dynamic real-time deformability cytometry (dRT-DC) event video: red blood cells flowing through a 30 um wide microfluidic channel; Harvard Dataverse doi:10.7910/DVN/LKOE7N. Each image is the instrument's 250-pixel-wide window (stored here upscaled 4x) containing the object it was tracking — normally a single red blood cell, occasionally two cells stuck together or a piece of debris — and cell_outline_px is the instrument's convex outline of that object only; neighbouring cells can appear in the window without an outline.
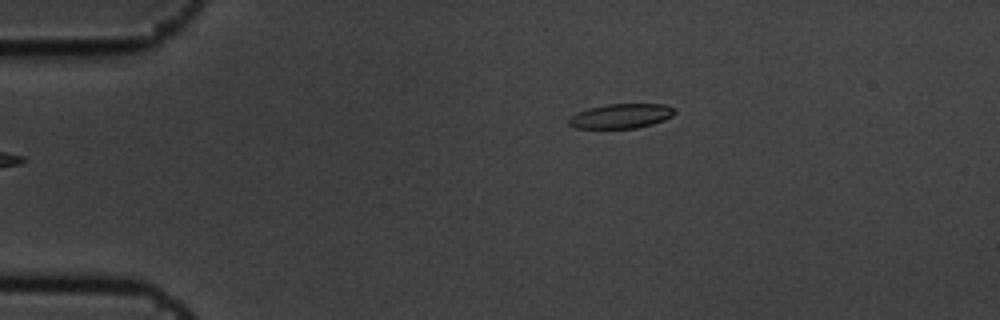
{"species": "common noctule bat (a hibernating species)", "species_latin": "Nyctalus noctula", "temperature_condition": "cold", "stored_images_in_passage": 5, "camera_frame_rate_fps": 3000, "um_per_image_px": 0.085, "animal": {"sex": "male", "body_mass_g": 19.5, "forearm_length_mm": 54.6}, "frame": {"image": 1, "passage_image": 5, "time_ms": 1.333, "image_size_px": [1000, 320], "cell_outline_px": [[676, 112], [672, 116], [664, 120], [652, 124], [636, 128], [572, 128], [568, 124], [568, 120], [572, 116], [588, 108], [608, 104], [664, 104], [676, 108]], "centroid_in_image_um": [52.82, 9.86], "position_along_channel_um": 32.2, "area_um2": 15.14}}